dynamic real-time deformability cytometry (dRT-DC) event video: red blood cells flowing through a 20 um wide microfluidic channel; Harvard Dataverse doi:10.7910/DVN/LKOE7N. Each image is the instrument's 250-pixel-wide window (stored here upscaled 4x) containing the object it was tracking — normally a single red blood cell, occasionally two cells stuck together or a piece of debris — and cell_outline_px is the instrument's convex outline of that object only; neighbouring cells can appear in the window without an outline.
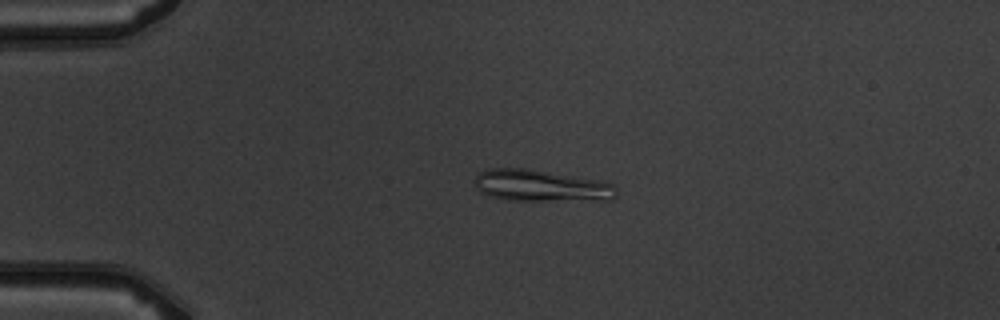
{"species": "common noctule bat (a hibernating species)", "species_latin": "Nyctalus noctula", "temperature_condition": "warm", "stored_images_in_passage": 5, "camera_frame_rate_fps": 3000, "um_per_image_px": 0.085, "animal": {"sex": "male", "body_mass_g": 19.5, "forearm_length_mm": 54.6}, "frame": {"image": 1, "passage_image": 4, "time_ms": 3.667, "image_size_px": [1000, 320], "cell_outline_px": [[616, 196], [612, 200], [508, 200], [488, 196], [480, 192], [476, 188], [476, 176], [480, 172], [488, 168], [528, 168], [600, 180], [612, 184], [616, 188]], "centroid_in_image_um": [45.99, 15.78], "position_along_channel_um": 39.0, "area_um2": 26.24}}